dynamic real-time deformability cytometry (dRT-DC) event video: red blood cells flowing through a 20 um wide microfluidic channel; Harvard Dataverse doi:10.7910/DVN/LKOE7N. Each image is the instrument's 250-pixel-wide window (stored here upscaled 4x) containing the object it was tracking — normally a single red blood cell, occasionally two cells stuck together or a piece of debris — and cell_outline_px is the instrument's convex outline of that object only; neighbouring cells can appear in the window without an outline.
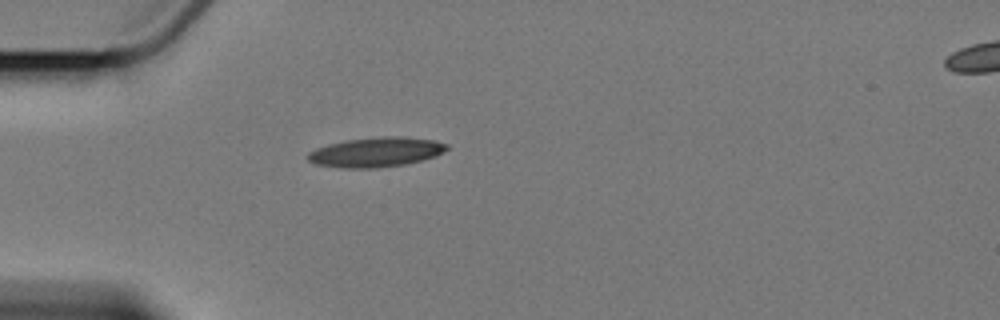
{"species": "Egyptian fruit bat (a non-hibernating species)", "species_latin": "Rousettus aegyptiacus", "temperature_condition": "cold", "stored_images_in_passage": 2, "segment_of_instrument_passage": [1, 2], "camera_frame_rate_fps": 3000, "um_per_image_px": 0.085, "animal": {"sex": "female"}, "frame": {"image": 1, "passage_image": 1, "time_ms": 0.0, "image_size_px": [1000, 320], "cell_outline_px": [[448, 148], [444, 152], [436, 156], [404, 164], [376, 168], [344, 168], [316, 164], [308, 160], [308, 152], [316, 148], [328, 144], [344, 140], [380, 136], [404, 136], [436, 140], [448, 144]], "centroid_in_image_um": [31.98, 12.91], "position_along_channel_um": 53.0, "area_um2": 24.16}}